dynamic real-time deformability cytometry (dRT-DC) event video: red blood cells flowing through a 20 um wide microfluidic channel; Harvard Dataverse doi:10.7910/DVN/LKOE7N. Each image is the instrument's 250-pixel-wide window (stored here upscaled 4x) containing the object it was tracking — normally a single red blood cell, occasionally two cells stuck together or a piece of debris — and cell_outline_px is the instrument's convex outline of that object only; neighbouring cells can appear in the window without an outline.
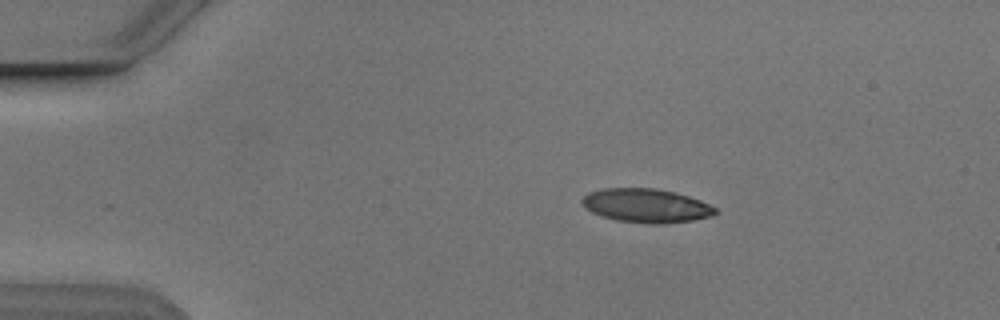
{"species": "Egyptian fruit bat (a non-hibernating species)", "species_latin": "Rousettus aegyptiacus", "temperature_condition": "cold", "stored_images_in_passage": 44, "camera_frame_rate_fps": 3000, "um_per_image_px": 0.085, "animal": {"sex": "male"}, "frame": {"image": 1, "passage_image": 1, "time_ms": 0.0, "image_size_px": [1000, 320], "cell_outline_px": [[716, 212], [712, 216], [692, 220], [664, 224], [652, 224], [616, 220], [592, 212], [580, 200], [588, 192], [604, 188], [656, 188], [676, 192], [700, 200], [716, 208]], "centroid_in_image_um": [54.94, 17.47], "position_along_channel_um": 30.1, "area_um2": 26.13}}
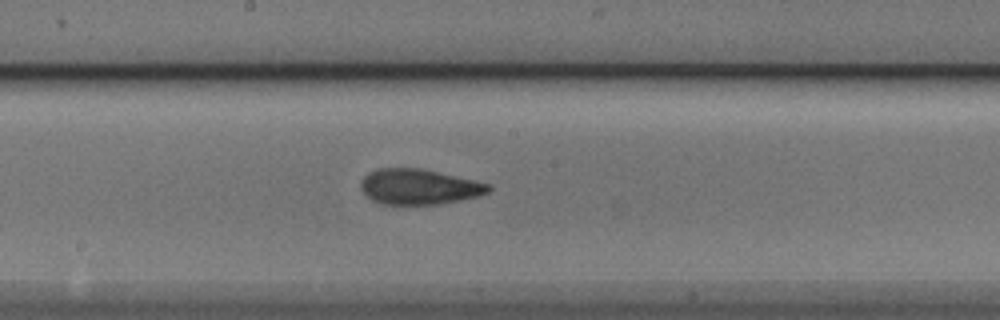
{"frame": {"image": 2, "passage_image": 20, "time_ms": 6.333, "image_size_px": [1000, 320], "cell_outline_px": [[492, 188], [488, 192], [480, 196], [440, 204], [400, 208], [380, 204], [372, 200], [360, 188], [360, 184], [364, 176], [368, 172], [376, 168], [420, 168], [492, 184]], "centroid_in_image_um": [35.59, 15.92], "position_along_channel_um": 212.6, "area_um2": 27.28}}
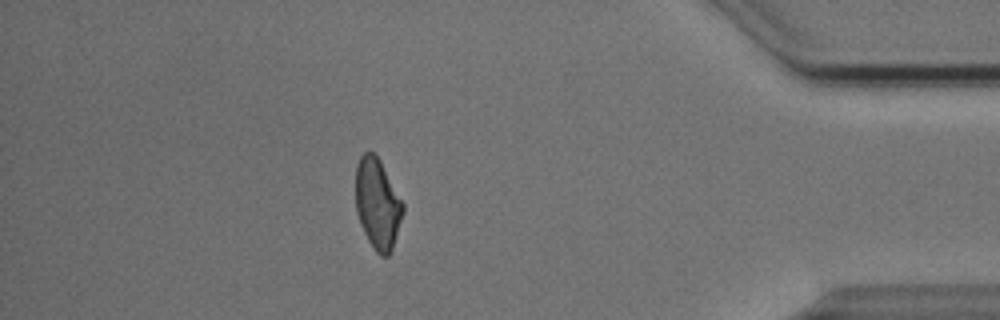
{"frame": {"image": 3, "passage_image": 38, "time_ms": 12.333, "image_size_px": [1000, 320], "cell_outline_px": [[404, 212], [392, 248], [388, 256], [380, 256], [376, 252], [368, 240], [360, 224], [356, 212], [356, 164], [360, 156], [364, 152], [372, 152], [380, 160], [404, 204]], "centroid_in_image_um": [32.08, 17.32], "position_along_channel_um": 403.1, "area_um2": 24.85}, "authors_computed_cell_mechanics": {"area_um2": 26.3568, "velocity_mm_per_s": 3.8532, "shape_relaxation_time_tau1_ms": 5.4796, "shape_relaxation_time_tau2_ms": 1.4244, "deformation_change_tau1": 0.1451, "deformation_change_tau2": 0.0809}}